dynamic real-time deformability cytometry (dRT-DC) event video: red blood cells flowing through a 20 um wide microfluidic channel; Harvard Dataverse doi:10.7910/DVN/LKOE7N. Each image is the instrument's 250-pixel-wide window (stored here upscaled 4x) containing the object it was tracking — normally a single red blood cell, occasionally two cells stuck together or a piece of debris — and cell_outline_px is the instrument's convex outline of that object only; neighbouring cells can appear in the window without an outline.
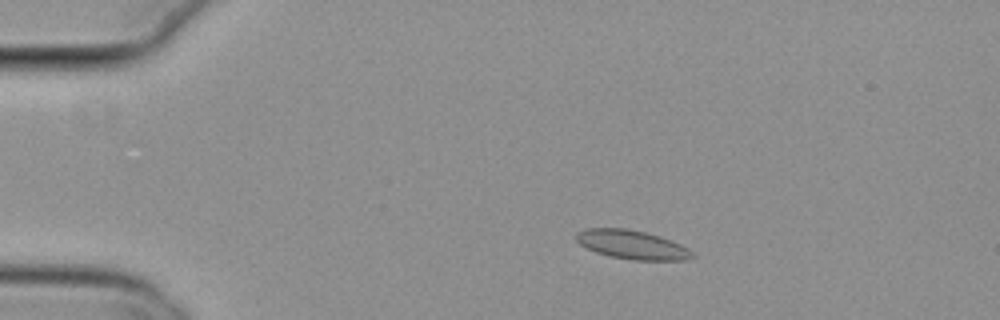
{"species": "common noctule bat (a hibernating species)", "species_latin": "Nyctalus noctula", "temperature_condition": "cold", "stored_images_in_passage": 42, "camera_frame_rate_fps": 3000, "um_per_image_px": 0.085, "animal": {"sex": "female", "body_mass_g": 29.2, "forearm_length_mm": 56.3}, "frame": {"image": 1, "passage_image": 6, "time_ms": 1.667, "image_size_px": [1000, 320], "cell_outline_px": [[696, 256], [688, 260], [632, 260], [608, 256], [596, 252], [580, 244], [576, 240], [576, 232], [588, 228], [628, 228], [660, 236], [680, 244], [688, 248]], "centroid_in_image_um": [53.73, 20.8], "position_along_channel_um": 31.3, "area_um2": 19.59}}
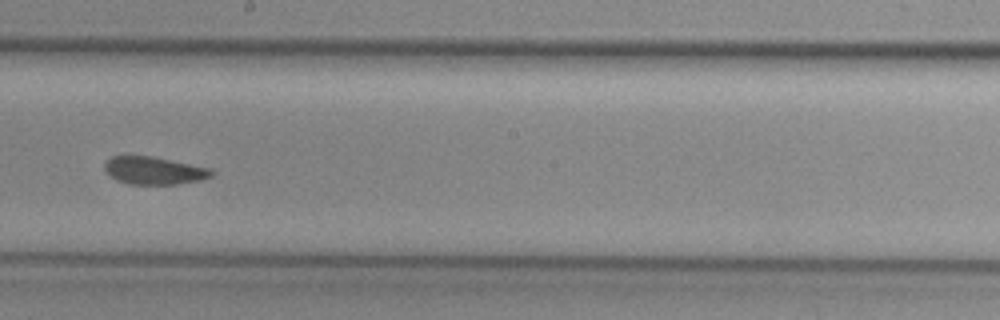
{"frame": {"image": 2, "passage_image": 27, "time_ms": 8.667, "image_size_px": [1000, 320], "cell_outline_px": [[216, 172], [212, 176], [200, 180], [176, 184], [128, 184], [116, 180], [104, 168], [104, 164], [112, 156], [128, 152], [152, 156], [212, 168]], "centroid_in_image_um": [13.08, 14.45], "position_along_channel_um": 235.1, "area_um2": 17.8}}
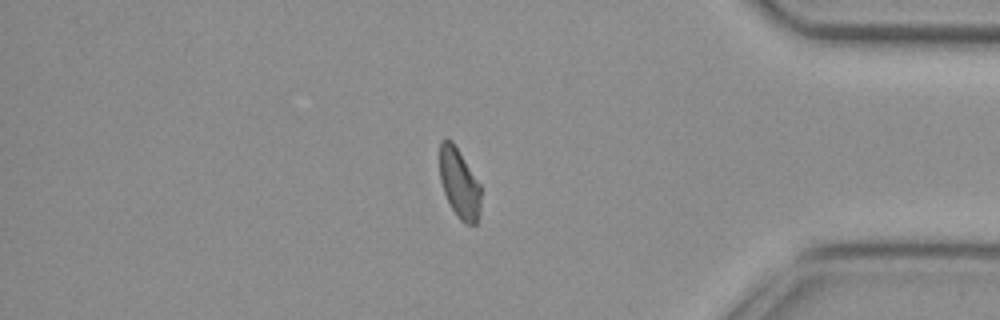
{"frame": {"image": 3, "passage_image": 42, "time_ms": 13.667, "image_size_px": [1000, 320], "cell_outline_px": [[480, 212], [476, 224], [468, 224], [460, 220], [452, 208], [444, 192], [440, 180], [440, 140], [452, 140], [480, 184]], "centroid_in_image_um": [39.04, 15.59], "position_along_channel_um": 396.2, "area_um2": 16.47}, "authors_computed_cell_mechanics": {"area_um2": 18.2937, "velocity_mm_per_s": 3.7881, "shape_relaxation_time_tau1_ms": null, "shape_relaxation_time_tau2_ms": 1.9522, "deformation_change_tau1": null, "deformation_change_tau2": 0.0605}}